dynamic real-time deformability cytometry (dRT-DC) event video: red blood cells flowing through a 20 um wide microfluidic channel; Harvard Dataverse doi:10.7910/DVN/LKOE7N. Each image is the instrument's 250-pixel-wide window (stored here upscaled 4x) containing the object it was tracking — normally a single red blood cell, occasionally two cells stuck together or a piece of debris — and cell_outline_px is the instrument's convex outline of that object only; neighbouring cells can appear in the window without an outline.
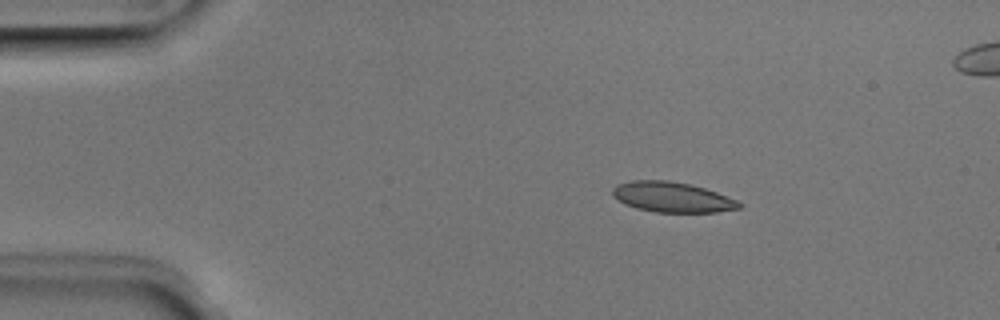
{"species": "Egyptian fruit bat (a non-hibernating species)", "species_latin": "Rousettus aegyptiacus", "temperature_condition": "room temperature", "stored_images_in_passage": 6, "camera_frame_rate_fps": 3000, "um_per_image_px": 0.085, "animal": {"sex": "male"}, "frame": {"image": 1, "passage_image": 3, "time_ms": 0.667, "image_size_px": [1000, 320], "cell_outline_px": [[744, 204], [740, 208], [716, 212], [656, 212], [636, 208], [624, 204], [612, 196], [612, 188], [616, 184], [632, 180], [668, 180], [688, 184], [704, 188], [716, 192], [736, 200]], "centroid_in_image_um": [57.09, 16.75], "position_along_channel_um": 27.9, "area_um2": 22.31}}